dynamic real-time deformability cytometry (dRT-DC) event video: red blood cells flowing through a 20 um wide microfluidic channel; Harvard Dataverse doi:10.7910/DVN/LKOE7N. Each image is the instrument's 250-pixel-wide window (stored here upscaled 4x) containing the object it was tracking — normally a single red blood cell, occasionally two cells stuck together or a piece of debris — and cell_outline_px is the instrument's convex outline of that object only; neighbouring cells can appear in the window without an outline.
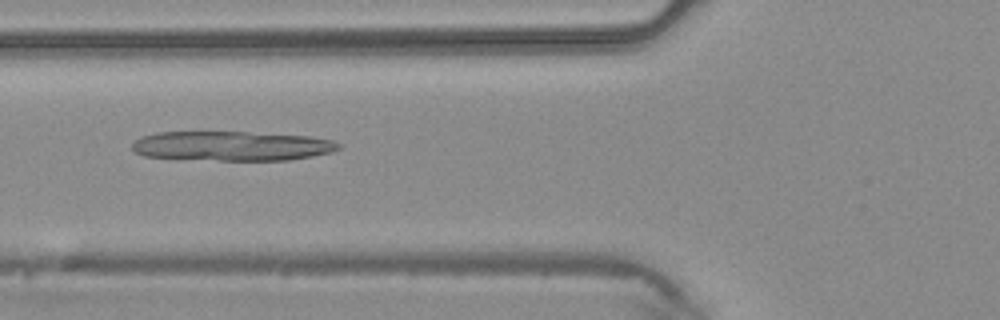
{"species": "common noctule bat (a hibernating species)", "species_latin": "Nyctalus noctula", "temperature_condition": "warm", "stored_images_in_passage": 35, "camera_frame_rate_fps": 3000, "um_per_image_px": 0.085, "animal": {"sex": "male", "body_mass_g": 20.4}, "frame": {"image": 1, "passage_image": 10, "time_ms": 3.0, "image_size_px": [1000, 320], "cell_outline_px": [[340, 148], [332, 152], [312, 156], [288, 160], [220, 160], [144, 156], [136, 152], [132, 148], [132, 144], [140, 136], [156, 132], [248, 132], [308, 136], [332, 140], [340, 144]], "centroid_in_image_um": [19.71, 12.4], "position_along_channel_um": 106.1, "area_um2": 35.37}}
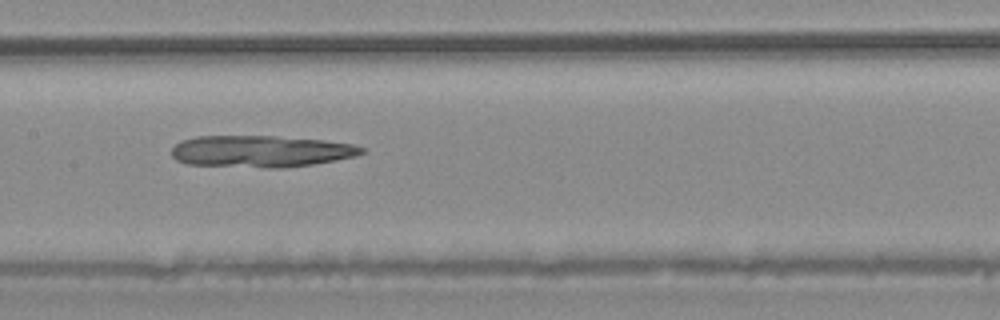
{"frame": {"image": 2, "passage_image": 15, "time_ms": 4.667, "image_size_px": [1000, 320], "cell_outline_px": [[368, 152], [356, 156], [336, 160], [312, 164], [284, 168], [264, 168], [188, 164], [176, 160], [172, 156], [172, 148], [180, 140], [196, 136], [276, 136], [324, 140], [352, 144], [368, 148]], "centroid_in_image_um": [22.21, 12.86], "position_along_channel_um": 185.2, "area_um2": 35.55}}
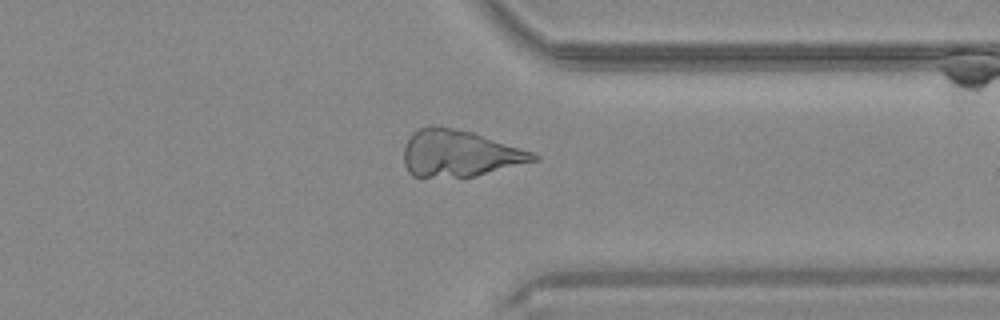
{"frame": {"image": 3, "passage_image": 27, "time_ms": 8.667, "image_size_px": [1000, 320], "cell_outline_px": [[540, 160], [476, 176], [412, 176], [408, 172], [404, 164], [404, 148], [412, 132], [428, 124], [452, 128], [472, 132], [532, 152], [540, 156]], "centroid_in_image_um": [39.05, 13.03], "position_along_channel_um": 372.3, "area_um2": 34.97}}